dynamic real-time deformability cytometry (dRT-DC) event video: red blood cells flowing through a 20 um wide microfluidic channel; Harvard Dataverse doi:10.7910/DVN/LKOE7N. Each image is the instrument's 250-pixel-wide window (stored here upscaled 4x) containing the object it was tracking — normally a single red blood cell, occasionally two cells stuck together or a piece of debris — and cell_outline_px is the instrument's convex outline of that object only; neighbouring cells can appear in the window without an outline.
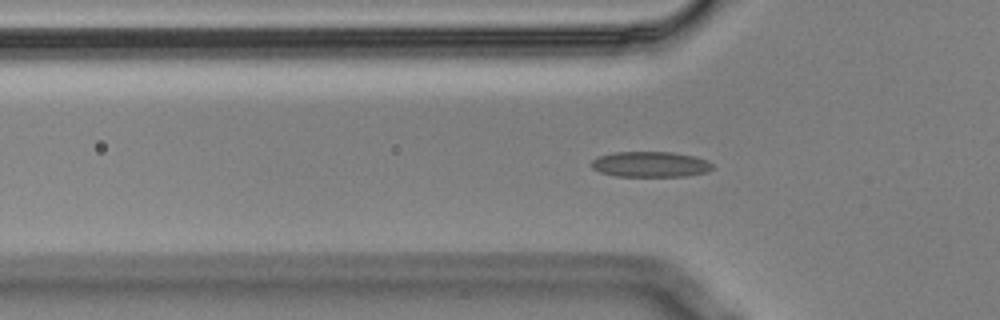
{"species": "Egyptian fruit bat (a non-hibernating species)", "species_latin": "Rousettus aegyptiacus", "temperature_condition": "cold", "stored_images_in_passage": 57, "camera_frame_rate_fps": 3000, "um_per_image_px": 0.085, "animal": {"sex": "male"}, "frame": {"image": 1, "passage_image": 17, "time_ms": 5.333, "image_size_px": [1000, 320], "cell_outline_px": [[712, 168], [708, 172], [684, 176], [616, 176], [600, 172], [592, 168], [592, 160], [600, 156], [612, 152], [672, 152], [696, 156], [708, 160], [712, 164]], "centroid_in_image_um": [55.31, 13.96], "position_along_channel_um": 70.5, "area_um2": 18.03}}
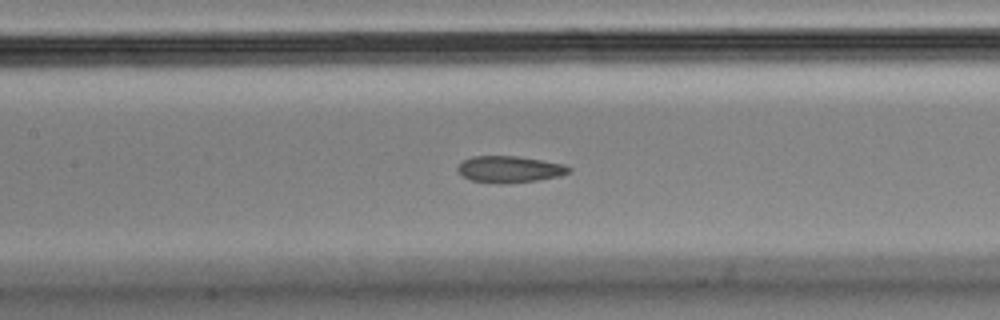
{"frame": {"image": 2, "passage_image": 25, "time_ms": 8.0, "image_size_px": [1000, 320], "cell_outline_px": [[572, 168], [568, 172], [560, 176], [536, 180], [500, 184], [472, 180], [464, 176], [456, 168], [460, 160], [472, 156], [516, 156], [564, 164]], "centroid_in_image_um": [43.28, 14.38], "position_along_channel_um": 164.1, "area_um2": 17.11}}
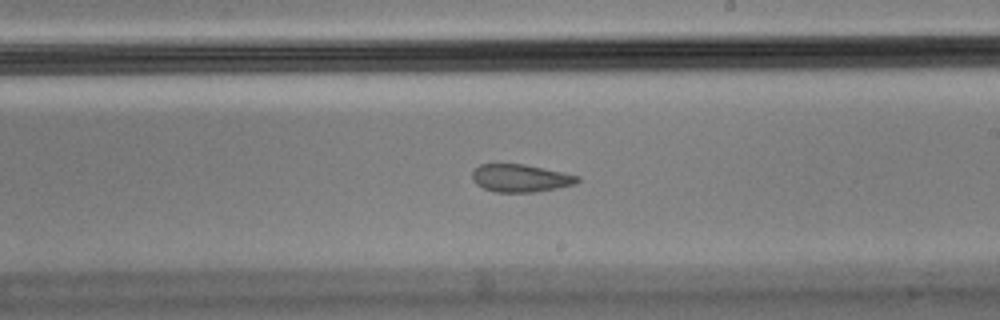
{"frame": {"image": 3, "passage_image": 32, "time_ms": 10.333, "image_size_px": [1000, 320], "cell_outline_px": [[580, 180], [576, 184], [536, 192], [496, 192], [484, 188], [476, 184], [472, 180], [472, 172], [480, 164], [524, 164], [580, 176]], "centroid_in_image_um": [44.24, 15.14], "position_along_channel_um": 244.8, "area_um2": 16.94}, "authors_computed_cell_mechanics": {"area_um2": 18.0336, "velocity_mm_per_s": 3.4716, "shape_relaxation_time_tau1_ms": null, "shape_relaxation_time_tau2_ms": 1.9086, "deformation_change_tau1": null, "deformation_change_tau2": 0.075}}